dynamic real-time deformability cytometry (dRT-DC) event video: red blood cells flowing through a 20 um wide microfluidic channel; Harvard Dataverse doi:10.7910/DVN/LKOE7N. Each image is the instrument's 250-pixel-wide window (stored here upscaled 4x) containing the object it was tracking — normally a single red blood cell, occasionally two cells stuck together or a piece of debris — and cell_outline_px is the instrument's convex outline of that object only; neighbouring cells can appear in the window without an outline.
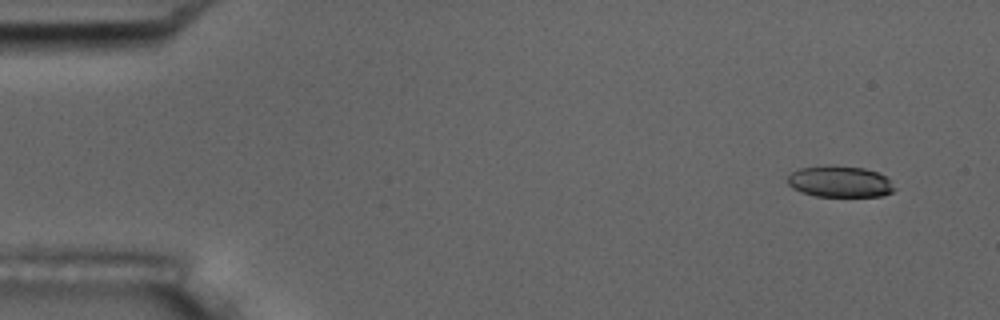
{"species": "common noctule bat (a hibernating species)", "species_latin": "Nyctalus noctula", "temperature_condition": "room temperature", "stored_images_in_passage": 4, "camera_frame_rate_fps": 3000, "um_per_image_px": 0.085, "animal": {"sex": "male", "body_mass_g": 17.5, "forearm_length_mm": 52.3}, "frame": {"image": 1, "passage_image": 1, "time_ms": 0.0, "image_size_px": [1000, 320], "cell_outline_px": [[896, 188], [892, 192], [884, 196], [816, 196], [800, 192], [792, 188], [788, 184], [788, 176], [792, 172], [800, 168], [864, 168], [876, 172], [884, 176]], "centroid_in_image_um": [71.4, 15.49], "position_along_channel_um": 13.6, "area_um2": 18.67}}